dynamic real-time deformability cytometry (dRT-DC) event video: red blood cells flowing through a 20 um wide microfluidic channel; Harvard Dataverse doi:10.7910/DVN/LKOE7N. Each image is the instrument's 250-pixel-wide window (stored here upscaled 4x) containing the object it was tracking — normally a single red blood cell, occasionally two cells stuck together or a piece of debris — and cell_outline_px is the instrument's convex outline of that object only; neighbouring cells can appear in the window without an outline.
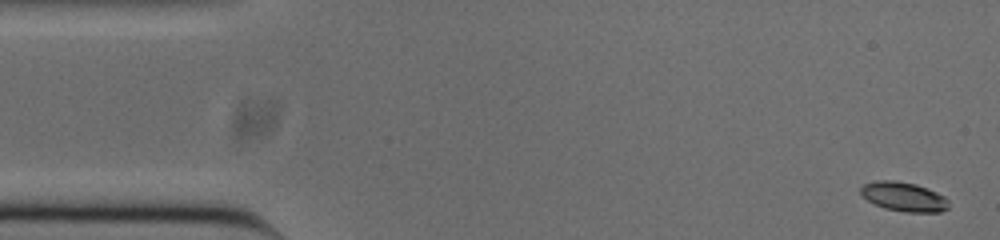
{"species": "common noctule bat (a hibernating species)", "species_latin": "Nyctalus noctula", "temperature_condition": "cold", "stored_images_in_passage": 54, "camera_frame_rate_fps": 3000, "um_per_image_px": 0.085, "animal": {"sex": "male", "body_mass_g": 20.0, "forearm_length_mm": 53.3}, "frame": {"image": 1, "passage_image": 2, "time_ms": 0.333, "image_size_px": [1000, 240], "cell_outline_px": [[948, 208], [940, 212], [904, 212], [884, 208], [868, 200], [860, 192], [860, 188], [864, 184], [876, 180], [892, 180], [916, 184], [928, 188], [944, 196], [948, 200]], "centroid_in_image_um": [76.83, 16.72], "position_along_channel_um": 8.2, "area_um2": 14.97}}
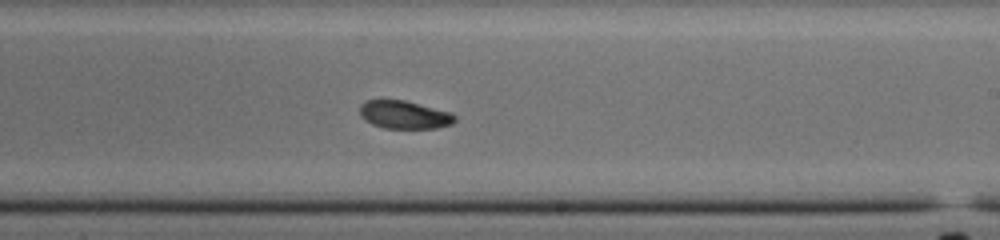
{"frame": {"image": 2, "passage_image": 31, "time_ms": 10.0, "image_size_px": [1000, 240], "cell_outline_px": [[456, 120], [452, 124], [436, 128], [384, 128], [372, 124], [360, 116], [360, 104], [368, 100], [404, 100], [452, 112], [456, 116]], "centroid_in_image_um": [34.39, 9.75], "position_along_channel_um": 254.6, "area_um2": 15.55}}
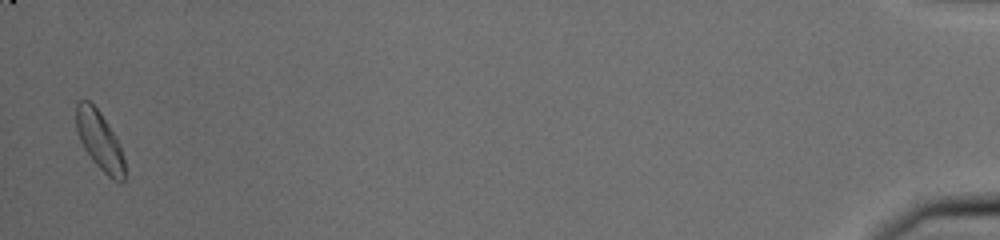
{"frame": {"image": 3, "passage_image": 53, "time_ms": 17.333, "image_size_px": [1000, 240], "cell_outline_px": [[124, 180], [120, 184], [112, 180], [92, 160], [84, 148], [80, 140], [76, 128], [76, 104], [80, 100], [88, 100], [100, 112], [116, 136], [120, 144], [124, 156]], "centroid_in_image_um": [8.48, 11.97], "position_along_channel_um": 426.7, "area_um2": 16.65}, "authors_computed_cell_mechanics": {"area_um2": 15.9239, "velocity_mm_per_s": 3.7551, "shape_relaxation_time_tau1_ms": 2.4745, "shape_relaxation_time_tau2_ms": null, "deformation_change_tau1": 0.1009, "deformation_change_tau2": null}}